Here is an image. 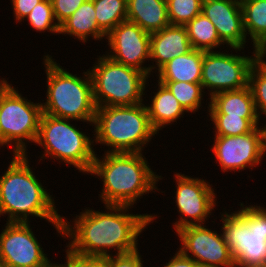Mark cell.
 Returning <instances> with one entry per match:
<instances>
[{"mask_svg":"<svg viewBox=\"0 0 266 267\" xmlns=\"http://www.w3.org/2000/svg\"><path fill=\"white\" fill-rule=\"evenodd\" d=\"M203 0H167L170 25L185 26L202 13Z\"/></svg>","mask_w":266,"mask_h":267,"instance_id":"28","label":"cell"},{"mask_svg":"<svg viewBox=\"0 0 266 267\" xmlns=\"http://www.w3.org/2000/svg\"><path fill=\"white\" fill-rule=\"evenodd\" d=\"M48 267H64V264H62V265L59 264V265H58V264H54V263L52 264V263H51Z\"/></svg>","mask_w":266,"mask_h":267,"instance_id":"38","label":"cell"},{"mask_svg":"<svg viewBox=\"0 0 266 267\" xmlns=\"http://www.w3.org/2000/svg\"><path fill=\"white\" fill-rule=\"evenodd\" d=\"M139 250L109 256V267H143Z\"/></svg>","mask_w":266,"mask_h":267,"instance_id":"33","label":"cell"},{"mask_svg":"<svg viewBox=\"0 0 266 267\" xmlns=\"http://www.w3.org/2000/svg\"><path fill=\"white\" fill-rule=\"evenodd\" d=\"M93 82V99L98 107L141 104L148 76L133 67L99 56L89 69Z\"/></svg>","mask_w":266,"mask_h":267,"instance_id":"7","label":"cell"},{"mask_svg":"<svg viewBox=\"0 0 266 267\" xmlns=\"http://www.w3.org/2000/svg\"><path fill=\"white\" fill-rule=\"evenodd\" d=\"M95 142L110 146L107 152L139 153L157 132L153 129L146 105L105 106L96 108Z\"/></svg>","mask_w":266,"mask_h":267,"instance_id":"5","label":"cell"},{"mask_svg":"<svg viewBox=\"0 0 266 267\" xmlns=\"http://www.w3.org/2000/svg\"><path fill=\"white\" fill-rule=\"evenodd\" d=\"M27 154H14L7 171L0 177V215L7 222L28 223L29 215L52 222L62 235V218L54 199L29 167Z\"/></svg>","mask_w":266,"mask_h":267,"instance_id":"2","label":"cell"},{"mask_svg":"<svg viewBox=\"0 0 266 267\" xmlns=\"http://www.w3.org/2000/svg\"><path fill=\"white\" fill-rule=\"evenodd\" d=\"M130 207L106 205V213L85 209L72 221L74 226L62 218V236L72 239L67 245L68 250L90 257H109L108 249L111 248L117 250L116 254L137 250L138 236L155 219V215L127 214Z\"/></svg>","mask_w":266,"mask_h":267,"instance_id":"1","label":"cell"},{"mask_svg":"<svg viewBox=\"0 0 266 267\" xmlns=\"http://www.w3.org/2000/svg\"><path fill=\"white\" fill-rule=\"evenodd\" d=\"M185 28L192 49L211 52L221 44H225L219 38L214 24L203 13L193 18Z\"/></svg>","mask_w":266,"mask_h":267,"instance_id":"23","label":"cell"},{"mask_svg":"<svg viewBox=\"0 0 266 267\" xmlns=\"http://www.w3.org/2000/svg\"><path fill=\"white\" fill-rule=\"evenodd\" d=\"M158 85L152 104L146 106L150 123L156 132L172 122H177L186 112L165 84L158 81Z\"/></svg>","mask_w":266,"mask_h":267,"instance_id":"21","label":"cell"},{"mask_svg":"<svg viewBox=\"0 0 266 267\" xmlns=\"http://www.w3.org/2000/svg\"><path fill=\"white\" fill-rule=\"evenodd\" d=\"M264 128H265V142H266V125H265V127H264Z\"/></svg>","mask_w":266,"mask_h":267,"instance_id":"39","label":"cell"},{"mask_svg":"<svg viewBox=\"0 0 266 267\" xmlns=\"http://www.w3.org/2000/svg\"><path fill=\"white\" fill-rule=\"evenodd\" d=\"M6 225L0 234V267H48L52 263L29 222H7Z\"/></svg>","mask_w":266,"mask_h":267,"instance_id":"11","label":"cell"},{"mask_svg":"<svg viewBox=\"0 0 266 267\" xmlns=\"http://www.w3.org/2000/svg\"><path fill=\"white\" fill-rule=\"evenodd\" d=\"M172 92L179 104L187 112H196L201 107L204 89L201 83L161 82Z\"/></svg>","mask_w":266,"mask_h":267,"instance_id":"27","label":"cell"},{"mask_svg":"<svg viewBox=\"0 0 266 267\" xmlns=\"http://www.w3.org/2000/svg\"><path fill=\"white\" fill-rule=\"evenodd\" d=\"M192 49L185 26L169 25L150 35V60L160 69L170 60Z\"/></svg>","mask_w":266,"mask_h":267,"instance_id":"17","label":"cell"},{"mask_svg":"<svg viewBox=\"0 0 266 267\" xmlns=\"http://www.w3.org/2000/svg\"><path fill=\"white\" fill-rule=\"evenodd\" d=\"M209 99L211 101L208 107L209 114L259 118L249 86L239 90L220 92Z\"/></svg>","mask_w":266,"mask_h":267,"instance_id":"20","label":"cell"},{"mask_svg":"<svg viewBox=\"0 0 266 267\" xmlns=\"http://www.w3.org/2000/svg\"><path fill=\"white\" fill-rule=\"evenodd\" d=\"M143 157L142 152H106L100 160L96 154L89 173L103 179L100 197L105 206L132 207L142 195L158 190L155 185L162 176H157Z\"/></svg>","mask_w":266,"mask_h":267,"instance_id":"3","label":"cell"},{"mask_svg":"<svg viewBox=\"0 0 266 267\" xmlns=\"http://www.w3.org/2000/svg\"><path fill=\"white\" fill-rule=\"evenodd\" d=\"M248 86L251 89L255 109L260 119L262 113L266 115V61L257 60L251 67Z\"/></svg>","mask_w":266,"mask_h":267,"instance_id":"29","label":"cell"},{"mask_svg":"<svg viewBox=\"0 0 266 267\" xmlns=\"http://www.w3.org/2000/svg\"><path fill=\"white\" fill-rule=\"evenodd\" d=\"M174 176L177 183L175 203L182 215L173 225L175 231L190 225H204L206 217L211 215L216 205L213 188L204 179L191 178L179 173Z\"/></svg>","mask_w":266,"mask_h":267,"instance_id":"14","label":"cell"},{"mask_svg":"<svg viewBox=\"0 0 266 267\" xmlns=\"http://www.w3.org/2000/svg\"><path fill=\"white\" fill-rule=\"evenodd\" d=\"M93 0H87L60 25V34L75 36L86 42L91 35L95 40L103 39L106 34L98 27Z\"/></svg>","mask_w":266,"mask_h":267,"instance_id":"22","label":"cell"},{"mask_svg":"<svg viewBox=\"0 0 266 267\" xmlns=\"http://www.w3.org/2000/svg\"><path fill=\"white\" fill-rule=\"evenodd\" d=\"M87 0H51L53 14L59 26Z\"/></svg>","mask_w":266,"mask_h":267,"instance_id":"32","label":"cell"},{"mask_svg":"<svg viewBox=\"0 0 266 267\" xmlns=\"http://www.w3.org/2000/svg\"><path fill=\"white\" fill-rule=\"evenodd\" d=\"M64 267H109V257L81 256L66 250Z\"/></svg>","mask_w":266,"mask_h":267,"instance_id":"31","label":"cell"},{"mask_svg":"<svg viewBox=\"0 0 266 267\" xmlns=\"http://www.w3.org/2000/svg\"><path fill=\"white\" fill-rule=\"evenodd\" d=\"M127 20L152 33L170 25L167 0H127Z\"/></svg>","mask_w":266,"mask_h":267,"instance_id":"18","label":"cell"},{"mask_svg":"<svg viewBox=\"0 0 266 267\" xmlns=\"http://www.w3.org/2000/svg\"><path fill=\"white\" fill-rule=\"evenodd\" d=\"M240 204V211L222 214L225 242L236 267L266 266V209Z\"/></svg>","mask_w":266,"mask_h":267,"instance_id":"6","label":"cell"},{"mask_svg":"<svg viewBox=\"0 0 266 267\" xmlns=\"http://www.w3.org/2000/svg\"><path fill=\"white\" fill-rule=\"evenodd\" d=\"M176 232L182 243L179 251L201 267H236L222 233L217 234L204 225H190Z\"/></svg>","mask_w":266,"mask_h":267,"instance_id":"12","label":"cell"},{"mask_svg":"<svg viewBox=\"0 0 266 267\" xmlns=\"http://www.w3.org/2000/svg\"><path fill=\"white\" fill-rule=\"evenodd\" d=\"M204 51L191 49L158 70L159 82L201 83Z\"/></svg>","mask_w":266,"mask_h":267,"instance_id":"19","label":"cell"},{"mask_svg":"<svg viewBox=\"0 0 266 267\" xmlns=\"http://www.w3.org/2000/svg\"><path fill=\"white\" fill-rule=\"evenodd\" d=\"M69 120L42 113L35 143L45 149L42 158L50 156L88 174L96 156L93 141Z\"/></svg>","mask_w":266,"mask_h":267,"instance_id":"8","label":"cell"},{"mask_svg":"<svg viewBox=\"0 0 266 267\" xmlns=\"http://www.w3.org/2000/svg\"><path fill=\"white\" fill-rule=\"evenodd\" d=\"M150 35L139 25L123 21L106 35L110 53H114L106 56L117 63L136 68L149 77L155 67L142 65L150 58Z\"/></svg>","mask_w":266,"mask_h":267,"instance_id":"15","label":"cell"},{"mask_svg":"<svg viewBox=\"0 0 266 267\" xmlns=\"http://www.w3.org/2000/svg\"><path fill=\"white\" fill-rule=\"evenodd\" d=\"M244 29L250 34L253 47L257 48L266 39V0H240Z\"/></svg>","mask_w":266,"mask_h":267,"instance_id":"24","label":"cell"},{"mask_svg":"<svg viewBox=\"0 0 266 267\" xmlns=\"http://www.w3.org/2000/svg\"><path fill=\"white\" fill-rule=\"evenodd\" d=\"M253 52L252 57L220 51L204 52L201 84L203 89H211L210 98L220 92L239 90L248 86L251 67L258 60L256 48Z\"/></svg>","mask_w":266,"mask_h":267,"instance_id":"10","label":"cell"},{"mask_svg":"<svg viewBox=\"0 0 266 267\" xmlns=\"http://www.w3.org/2000/svg\"><path fill=\"white\" fill-rule=\"evenodd\" d=\"M212 151L224 172L252 169L266 152L265 128L239 136H215Z\"/></svg>","mask_w":266,"mask_h":267,"instance_id":"13","label":"cell"},{"mask_svg":"<svg viewBox=\"0 0 266 267\" xmlns=\"http://www.w3.org/2000/svg\"><path fill=\"white\" fill-rule=\"evenodd\" d=\"M43 0H11L13 13L18 22L25 20L26 16Z\"/></svg>","mask_w":266,"mask_h":267,"instance_id":"34","label":"cell"},{"mask_svg":"<svg viewBox=\"0 0 266 267\" xmlns=\"http://www.w3.org/2000/svg\"><path fill=\"white\" fill-rule=\"evenodd\" d=\"M26 18L29 21L30 26L36 31L44 32L46 30L51 33L53 32L54 34L60 32V26L56 23L53 14L51 0H43L36 4Z\"/></svg>","mask_w":266,"mask_h":267,"instance_id":"30","label":"cell"},{"mask_svg":"<svg viewBox=\"0 0 266 267\" xmlns=\"http://www.w3.org/2000/svg\"><path fill=\"white\" fill-rule=\"evenodd\" d=\"M202 13L214 24L226 46L238 51L245 48L246 33L240 0H203Z\"/></svg>","mask_w":266,"mask_h":267,"instance_id":"16","label":"cell"},{"mask_svg":"<svg viewBox=\"0 0 266 267\" xmlns=\"http://www.w3.org/2000/svg\"><path fill=\"white\" fill-rule=\"evenodd\" d=\"M98 27L107 35L127 20V0H93Z\"/></svg>","mask_w":266,"mask_h":267,"instance_id":"25","label":"cell"},{"mask_svg":"<svg viewBox=\"0 0 266 267\" xmlns=\"http://www.w3.org/2000/svg\"><path fill=\"white\" fill-rule=\"evenodd\" d=\"M42 103H33L13 88L0 103V146L13 143L14 154H26L24 141L36 142Z\"/></svg>","mask_w":266,"mask_h":267,"instance_id":"9","label":"cell"},{"mask_svg":"<svg viewBox=\"0 0 266 267\" xmlns=\"http://www.w3.org/2000/svg\"><path fill=\"white\" fill-rule=\"evenodd\" d=\"M164 267H201L192 258L184 256L180 251H177L175 256H173Z\"/></svg>","mask_w":266,"mask_h":267,"instance_id":"35","label":"cell"},{"mask_svg":"<svg viewBox=\"0 0 266 267\" xmlns=\"http://www.w3.org/2000/svg\"><path fill=\"white\" fill-rule=\"evenodd\" d=\"M13 87L11 84L9 85L7 80L0 81V103L2 102L3 98L10 92Z\"/></svg>","mask_w":266,"mask_h":267,"instance_id":"36","label":"cell"},{"mask_svg":"<svg viewBox=\"0 0 266 267\" xmlns=\"http://www.w3.org/2000/svg\"><path fill=\"white\" fill-rule=\"evenodd\" d=\"M258 61H263V58L266 57V39L256 48Z\"/></svg>","mask_w":266,"mask_h":267,"instance_id":"37","label":"cell"},{"mask_svg":"<svg viewBox=\"0 0 266 267\" xmlns=\"http://www.w3.org/2000/svg\"><path fill=\"white\" fill-rule=\"evenodd\" d=\"M45 58V59H44ZM43 58L47 75V100L42 112L54 117L94 123L96 105L89 70L83 79L65 71L50 55Z\"/></svg>","mask_w":266,"mask_h":267,"instance_id":"4","label":"cell"},{"mask_svg":"<svg viewBox=\"0 0 266 267\" xmlns=\"http://www.w3.org/2000/svg\"><path fill=\"white\" fill-rule=\"evenodd\" d=\"M214 123L215 136H239L250 133L259 125V118H243L228 114H209Z\"/></svg>","mask_w":266,"mask_h":267,"instance_id":"26","label":"cell"}]
</instances>
